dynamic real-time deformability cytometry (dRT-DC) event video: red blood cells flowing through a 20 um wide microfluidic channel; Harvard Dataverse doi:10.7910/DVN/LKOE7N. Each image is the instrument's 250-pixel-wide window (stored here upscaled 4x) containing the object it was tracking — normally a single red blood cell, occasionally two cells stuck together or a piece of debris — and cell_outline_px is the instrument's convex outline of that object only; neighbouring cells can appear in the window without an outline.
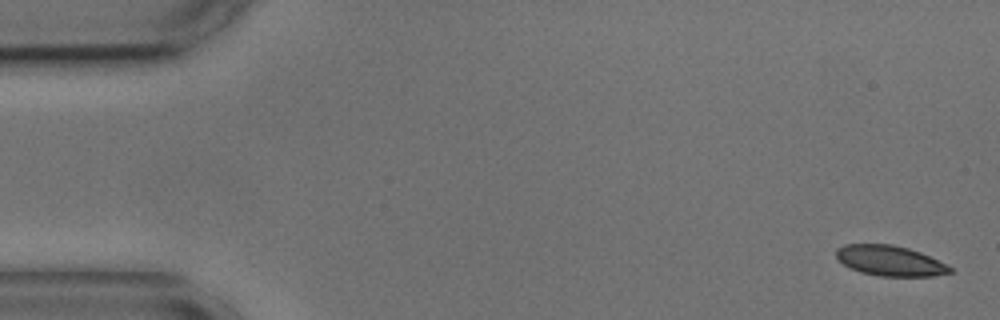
{"species": "common noctule bat (a hibernating species)", "species_latin": "Nyctalus noctula", "temperature_condition": "cold", "stored_images_in_passage": 5, "camera_frame_rate_fps": 3000, "um_per_image_px": 0.085, "animal": {"sex": "male", "body_mass_g": 17.9, "forearm_length_mm": 54.2}, "frame": {"image": 1, "passage_image": 1, "time_ms": 0.0, "image_size_px": [1000, 320], "cell_outline_px": [[952, 272], [932, 276], [880, 276], [860, 272], [844, 264], [836, 256], [836, 248], [844, 244], [892, 244], [908, 248], [920, 252], [952, 268]], "centroid_in_image_um": [75.61, 22.15], "position_along_channel_um": 9.4, "area_um2": 19.83}}
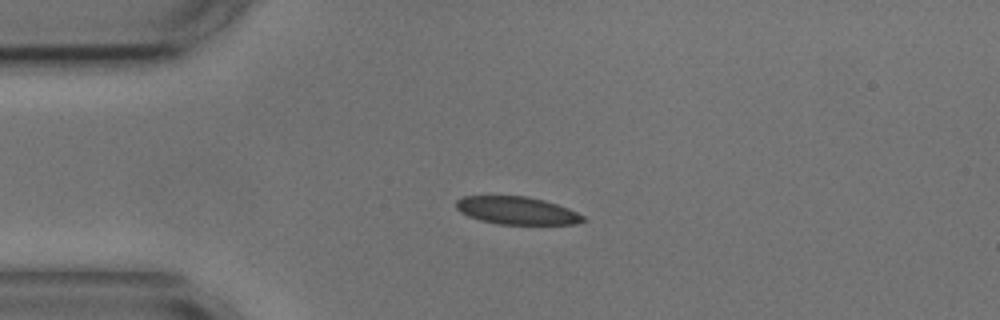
{"frame": {"image": 2, "passage_image": 4, "time_ms": 3.667, "image_size_px": [1000, 320], "cell_outline_px": [[588, 220], [576, 224], [500, 224], [480, 220], [468, 216], [460, 212], [456, 208], [456, 200], [464, 196], [528, 196], [544, 200], [568, 208], [584, 216]], "centroid_in_image_um": [43.94, 17.9], "position_along_channel_um": 41.1, "area_um2": 20.52}}